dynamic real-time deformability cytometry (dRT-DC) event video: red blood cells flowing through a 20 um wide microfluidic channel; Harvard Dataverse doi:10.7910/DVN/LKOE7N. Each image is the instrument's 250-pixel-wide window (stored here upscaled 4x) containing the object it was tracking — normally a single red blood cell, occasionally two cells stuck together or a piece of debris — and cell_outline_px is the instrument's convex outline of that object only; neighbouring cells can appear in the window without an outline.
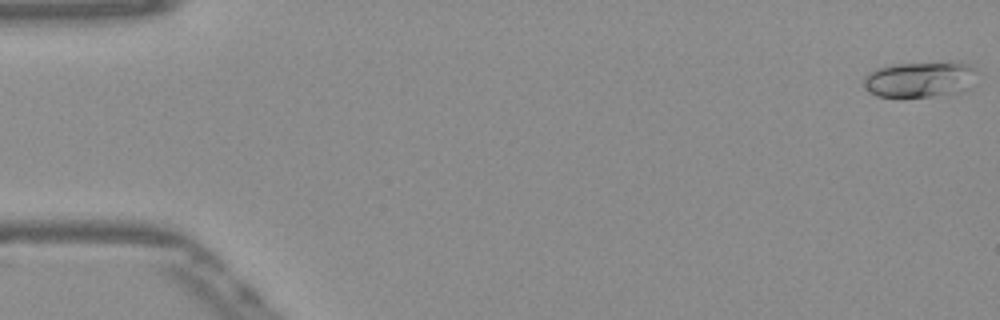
{"species": "Egyptian fruit bat (a non-hibernating species)", "species_latin": "Rousettus aegyptiacus", "temperature_condition": "warm", "stored_images_in_passage": 52, "camera_frame_rate_fps": 3000, "um_per_image_px": 0.085, "frame": {"image": 1, "passage_image": 1, "time_ms": 0.0, "image_size_px": [1000, 320], "cell_outline_px": [[976, 84], [968, 88], [956, 92], [932, 96], [876, 96], [868, 92], [864, 84], [864, 76], [868, 72], [892, 64], [956, 60], [972, 68]], "centroid_in_image_um": [78.18, 6.72], "position_along_channel_um": 6.8, "area_um2": 23.7}}
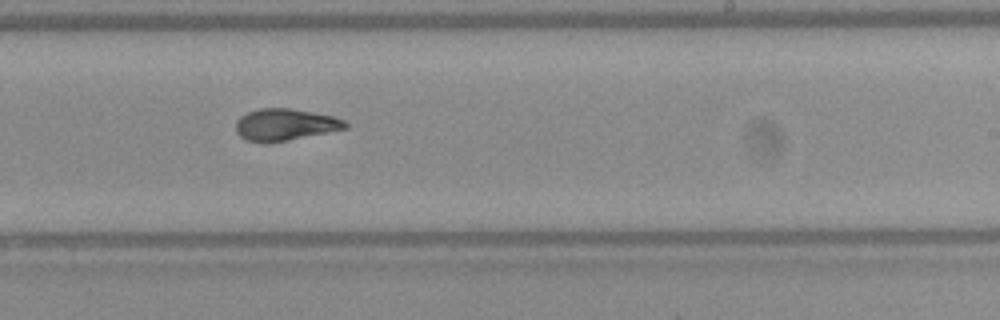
{"frame": {"image": 2, "passage_image": 32, "time_ms": 10.333, "image_size_px": [1000, 320], "cell_outline_px": [[348, 128], [268, 144], [244, 140], [236, 132], [236, 120], [240, 116], [256, 108], [288, 108], [312, 112], [332, 116], [344, 120], [348, 124]], "centroid_in_image_um": [24.18, 10.6], "position_along_channel_um": 264.8, "area_um2": 20.46}}
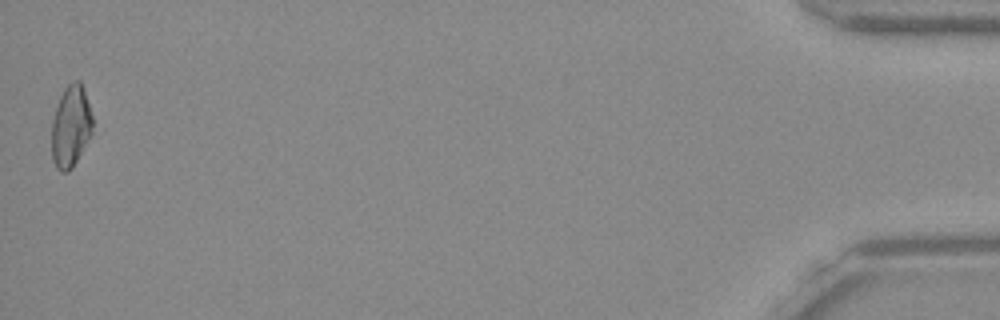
{"frame": {"image": 3, "passage_image": 52, "time_ms": 17.0, "image_size_px": [1000, 320], "cell_outline_px": [[92, 132], [72, 168], [68, 172], [60, 172], [56, 168], [52, 156], [52, 120], [60, 96], [64, 88], [72, 80], [80, 80], [84, 88], [92, 116]], "centroid_in_image_um": [6.01, 10.72], "position_along_channel_um": 429.2, "area_um2": 19.42}, "authors_computed_cell_mechanics": {"area_um2": 20.519, "velocity_mm_per_s": 3.8889, "shape_relaxation_time_tau1_ms": 10.5868, "shape_relaxation_time_tau2_ms": 1.7838, "deformation_change_tau1": 0.2523, "deformation_change_tau2": 0.0742}}